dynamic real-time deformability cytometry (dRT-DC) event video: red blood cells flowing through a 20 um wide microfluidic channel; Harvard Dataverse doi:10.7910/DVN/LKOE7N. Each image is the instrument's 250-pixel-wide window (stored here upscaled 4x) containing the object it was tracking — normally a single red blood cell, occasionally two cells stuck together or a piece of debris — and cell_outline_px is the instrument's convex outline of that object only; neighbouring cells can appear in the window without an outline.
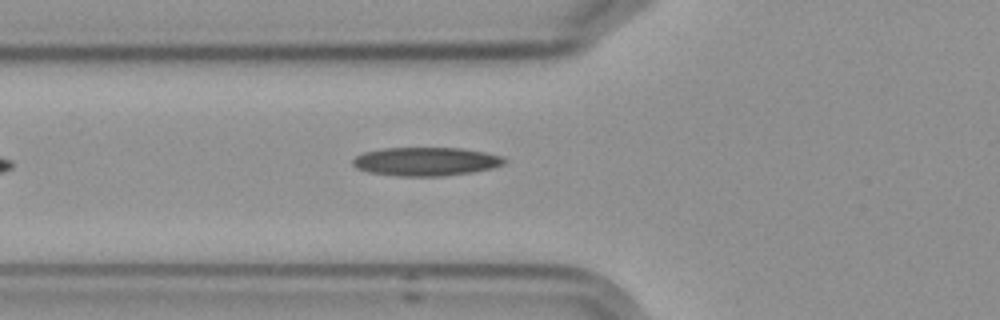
{"species": "Egyptian fruit bat (a non-hibernating species)", "species_latin": "Rousettus aegyptiacus", "temperature_condition": "cold", "stored_images_in_passage": 6, "camera_frame_rate_fps": 3000, "um_per_image_px": 0.085, "frame": {"image": 1, "passage_image": 6, "time_ms": 6.667, "image_size_px": [1000, 320], "cell_outline_px": [[508, 160], [504, 164], [492, 168], [472, 172], [440, 176], [396, 176], [368, 172], [356, 168], [352, 164], [352, 160], [356, 156], [364, 152], [384, 148], [464, 148], [484, 152], [500, 156]], "centroid_in_image_um": [36.19, 13.73], "position_along_channel_um": 89.6, "area_um2": 25.26}}